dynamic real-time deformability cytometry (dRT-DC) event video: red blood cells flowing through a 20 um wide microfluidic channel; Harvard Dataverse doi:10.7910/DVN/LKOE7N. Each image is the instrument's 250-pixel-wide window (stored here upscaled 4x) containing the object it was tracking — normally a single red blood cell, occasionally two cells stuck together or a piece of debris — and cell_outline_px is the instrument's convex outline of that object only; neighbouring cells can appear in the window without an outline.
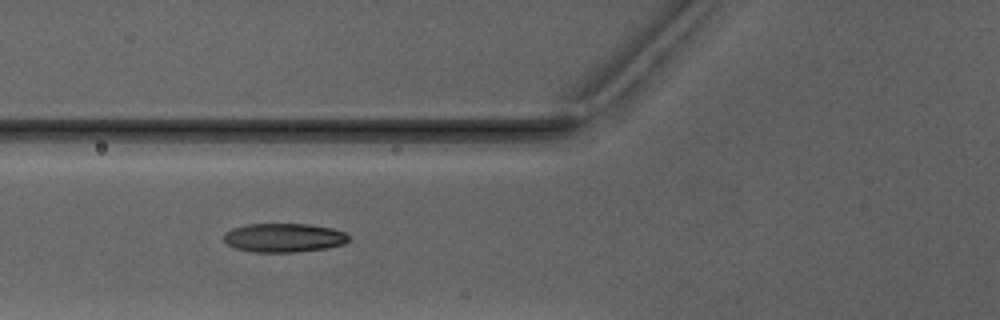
{"species": "Egyptian fruit bat (a non-hibernating species)", "species_latin": "Rousettus aegyptiacus", "temperature_condition": "warm", "stored_images_in_passage": 7, "camera_frame_rate_fps": 3000, "um_per_image_px": 0.085, "animal": {"sex": "male"}, "frame": {"image": 1, "passage_image": 5, "time_ms": 5.667, "image_size_px": [1000, 320], "cell_outline_px": [[348, 240], [344, 244], [328, 248], [296, 252], [252, 252], [236, 248], [228, 244], [224, 240], [224, 232], [232, 228], [248, 224], [308, 224], [332, 228], [344, 232], [348, 236]], "centroid_in_image_um": [24.12, 20.21], "position_along_channel_um": 101.7, "area_um2": 21.04}}
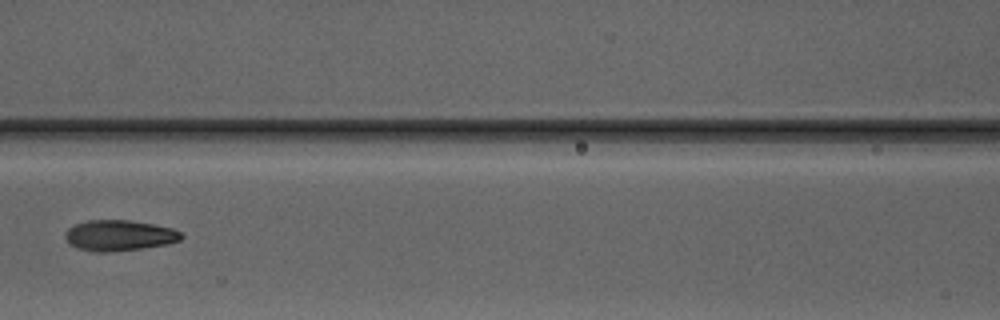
{"frame": {"image": 2, "passage_image": 6, "time_ms": 7.0, "image_size_px": [1000, 320], "cell_outline_px": [[184, 236], [180, 240], [168, 244], [144, 248], [112, 252], [96, 252], [76, 248], [64, 236], [68, 228], [76, 224], [88, 220], [128, 220], [152, 224], [172, 228], [180, 232]], "centroid_in_image_um": [10.15, 20.02], "position_along_channel_um": 156.4, "area_um2": 20.75}}
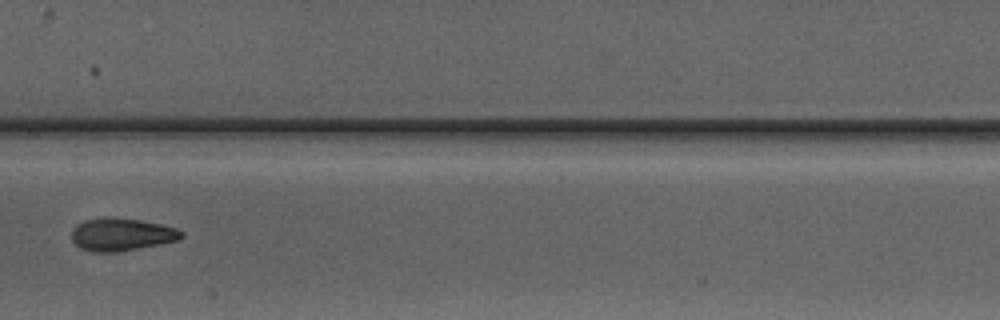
{"frame": {"image": 3, "passage_image": 7, "time_ms": 8.0, "image_size_px": [1000, 320], "cell_outline_px": [[184, 236], [180, 240], [120, 252], [92, 252], [80, 248], [72, 240], [72, 228], [76, 224], [84, 220], [104, 216], [108, 216], [140, 220], [160, 224], [176, 228], [184, 232]], "centroid_in_image_um": [10.32, 19.92], "position_along_channel_um": 197.1, "area_um2": 21.27}}